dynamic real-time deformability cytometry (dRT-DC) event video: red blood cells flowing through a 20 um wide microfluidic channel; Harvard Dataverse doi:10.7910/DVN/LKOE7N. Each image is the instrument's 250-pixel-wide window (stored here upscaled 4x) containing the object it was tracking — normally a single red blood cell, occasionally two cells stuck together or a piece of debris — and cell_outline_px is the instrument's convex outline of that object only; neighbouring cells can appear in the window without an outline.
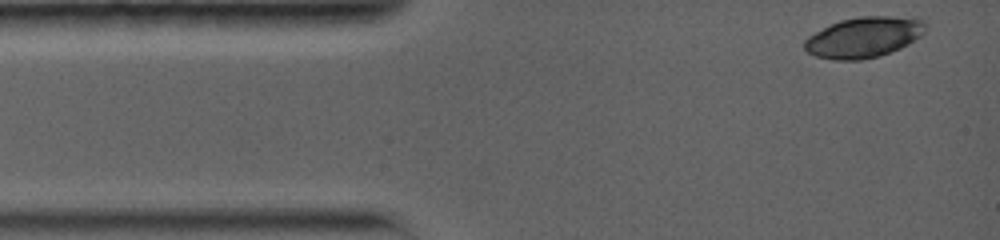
{"species": "common noctule bat (a hibernating species)", "species_latin": "Nyctalus noctula", "temperature_condition": "warm", "stored_images_in_passage": 5, "camera_frame_rate_fps": 5000, "um_per_image_px": 0.085, "animal": {"sex": "female", "body_mass_g": 19.0, "forearm_length_mm": 56.7}, "frame": {"image": 1, "passage_image": 1, "time_ms": 0.0, "image_size_px": [1000, 240], "cell_outline_px": [[928, 24], [924, 32], [920, 36], [908, 44], [900, 48], [880, 56], [860, 60], [832, 60], [816, 56], [808, 52], [804, 48], [804, 40], [808, 36], [840, 20], [860, 16], [916, 16], [924, 20]], "centroid_in_image_um": [73.48, 3.15], "position_along_channel_um": 11.5, "area_um2": 28.9}}
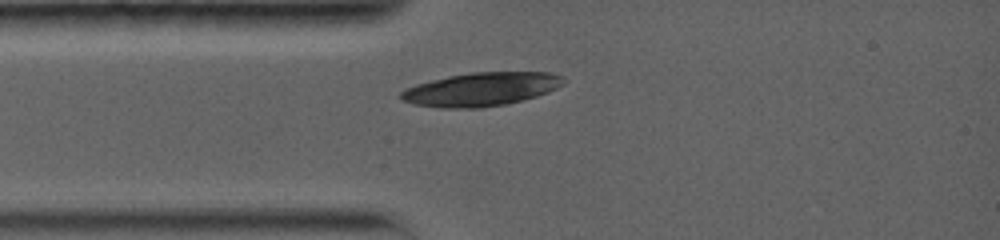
{"frame": {"image": 2, "passage_image": 5, "time_ms": 2.4, "image_size_px": [1000, 240], "cell_outline_px": [[564, 84], [548, 92], [524, 100], [504, 104], [480, 108], [440, 108], [416, 104], [400, 100], [400, 92], [404, 88], [416, 84], [448, 76], [472, 72], [548, 72], [560, 76], [564, 80]], "centroid_in_image_um": [40.86, 7.59], "position_along_channel_um": 44.1, "area_um2": 31.73}}